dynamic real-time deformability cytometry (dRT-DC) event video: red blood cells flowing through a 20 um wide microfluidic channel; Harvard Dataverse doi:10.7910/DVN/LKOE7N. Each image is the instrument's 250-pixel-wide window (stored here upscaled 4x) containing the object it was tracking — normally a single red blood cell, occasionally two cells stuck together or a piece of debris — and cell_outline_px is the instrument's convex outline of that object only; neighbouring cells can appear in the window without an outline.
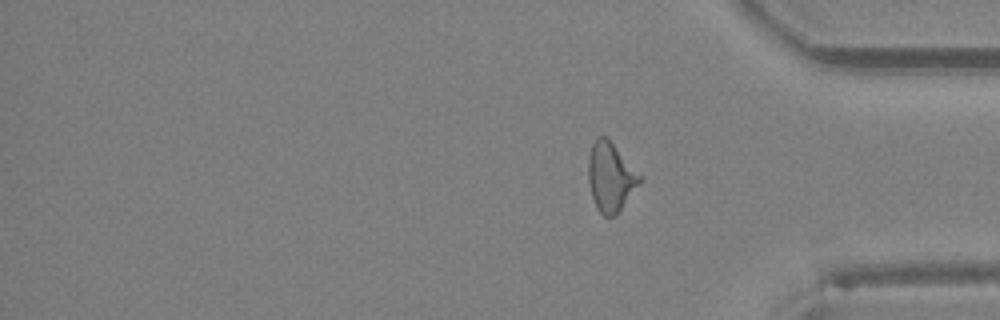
{"species": "Egyptian fruit bat (a non-hibernating species)", "species_latin": "Rousettus aegyptiacus", "temperature_condition": "room temperature", "stored_images_in_passage": 33, "segment_of_instrument_passage": [2, 2], "camera_frame_rate_fps": 3000, "um_per_image_px": 0.085, "animal": {"sex": "female"}, "frame": {"image": 1, "passage_image": 33, "time_ms": 10.667, "image_size_px": [1000, 320], "cell_outline_px": [[644, 180], [620, 212], [616, 216], [604, 216], [596, 208], [592, 196], [588, 180], [588, 156], [592, 144], [596, 136], [604, 136], [644, 176]], "centroid_in_image_um": [51.94, 15.08], "position_along_channel_um": 383.3, "area_um2": 21.1}}